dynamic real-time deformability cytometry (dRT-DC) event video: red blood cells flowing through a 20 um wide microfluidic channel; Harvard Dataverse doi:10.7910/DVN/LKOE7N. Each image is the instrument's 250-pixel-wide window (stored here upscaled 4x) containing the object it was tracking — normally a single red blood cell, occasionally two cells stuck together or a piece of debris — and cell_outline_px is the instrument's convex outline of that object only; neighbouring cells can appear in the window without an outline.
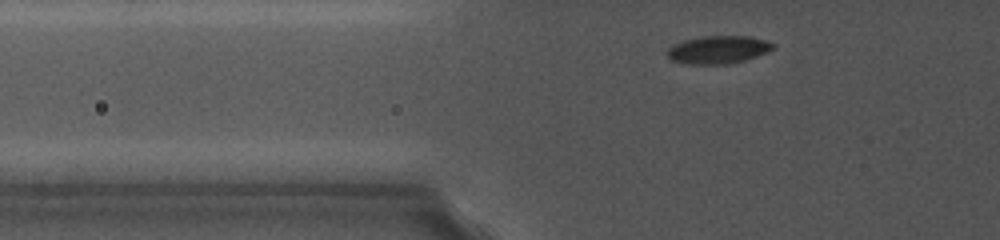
{"species": "common noctule bat (a hibernating species)", "species_latin": "Nyctalus noctula", "temperature_condition": "cold", "stored_images_in_passage": 44, "camera_frame_rate_fps": 5000, "um_per_image_px": 0.085, "animal": {"sex": "female", "body_mass_g": 19.0, "forearm_length_mm": 56.7}, "frame": {"image": 1, "passage_image": 9, "time_ms": 3.2, "image_size_px": [1000, 240], "cell_outline_px": [[776, 48], [768, 52], [744, 60], [728, 64], [692, 64], [672, 60], [668, 56], [668, 48], [684, 40], [704, 36], [748, 36], [764, 40], [776, 44]], "centroid_in_image_um": [61.1, 4.22], "position_along_channel_um": 64.7, "area_um2": 16.99}}
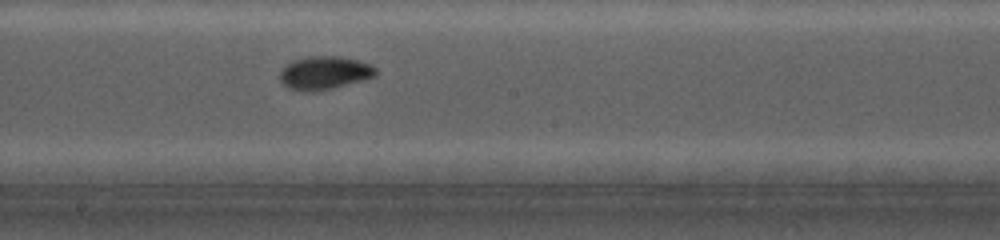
{"frame": {"image": 2, "passage_image": 27, "time_ms": 7.8, "image_size_px": [1000, 240], "cell_outline_px": [[380, 72], [376, 76], [364, 80], [332, 88], [312, 92], [308, 92], [288, 88], [280, 80], [280, 72], [292, 60], [308, 56], [336, 56], [356, 60], [372, 64]], "centroid_in_image_um": [27.62, 6.19], "position_along_channel_um": 220.6, "area_um2": 18.61}}
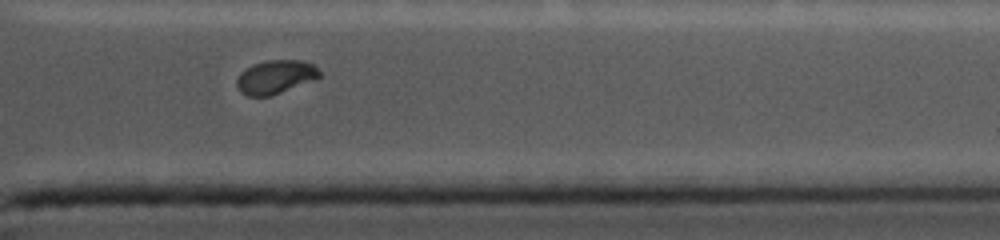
{"frame": {"image": 3, "passage_image": 42, "time_ms": 12.2, "image_size_px": [1000, 240], "cell_outline_px": [[320, 76], [316, 80], [272, 96], [248, 96], [240, 92], [236, 84], [236, 80], [240, 72], [252, 64], [268, 60], [300, 60], [312, 64], [320, 72]], "centroid_in_image_um": [23.4, 6.55], "position_along_channel_um": 388.0, "area_um2": 16.42}}